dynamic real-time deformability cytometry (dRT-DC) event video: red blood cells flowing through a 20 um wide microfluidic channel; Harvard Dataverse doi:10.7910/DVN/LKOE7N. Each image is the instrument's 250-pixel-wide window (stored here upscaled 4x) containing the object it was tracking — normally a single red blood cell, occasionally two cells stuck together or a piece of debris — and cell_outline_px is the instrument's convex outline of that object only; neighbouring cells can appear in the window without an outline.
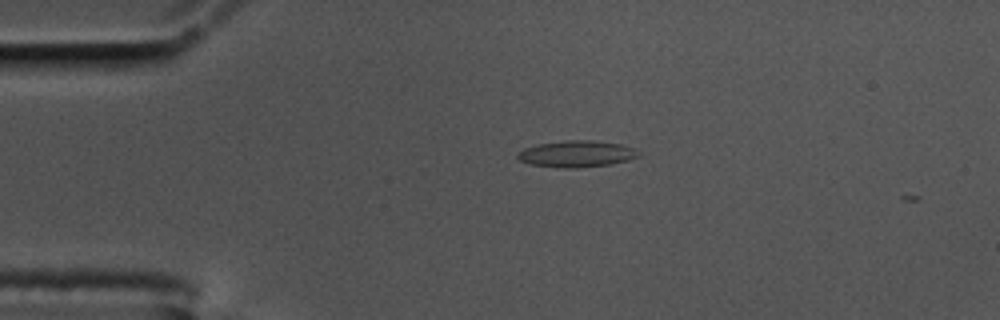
{"species": "common noctule bat (a hibernating species)", "species_latin": "Nyctalus noctula", "temperature_condition": "cold", "stored_images_in_passage": 4, "camera_frame_rate_fps": 3000, "um_per_image_px": 0.085, "animal": {"sex": "male", "body_mass_g": 17.5, "forearm_length_mm": 52.3}, "frame": {"image": 1, "passage_image": 3, "time_ms": 0.667, "image_size_px": [1000, 320], "cell_outline_px": [[640, 156], [628, 160], [612, 164], [576, 168], [564, 168], [528, 164], [520, 160], [516, 156], [516, 152], [524, 148], [536, 144], [564, 140], [592, 140], [620, 144], [636, 148], [640, 152]], "centroid_in_image_um": [49.01, 13.07], "position_along_channel_um": 36.0, "area_um2": 18.96}}